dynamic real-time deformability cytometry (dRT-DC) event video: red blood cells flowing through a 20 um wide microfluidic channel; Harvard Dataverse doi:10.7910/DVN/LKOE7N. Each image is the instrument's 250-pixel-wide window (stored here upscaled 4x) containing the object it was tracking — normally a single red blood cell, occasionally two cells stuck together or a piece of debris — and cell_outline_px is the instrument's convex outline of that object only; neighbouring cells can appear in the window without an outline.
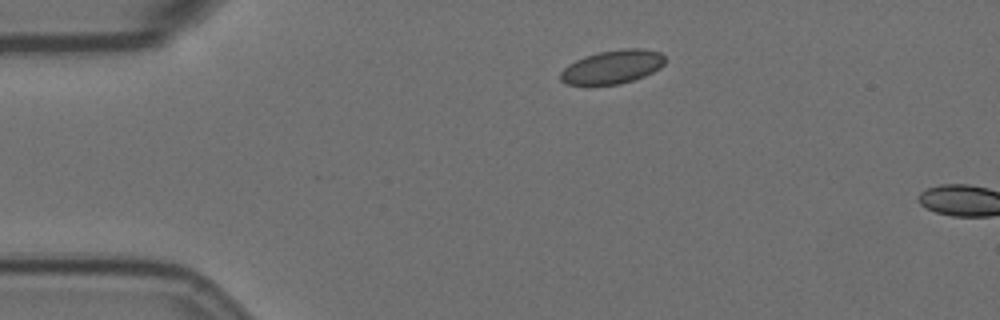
{"species": "Egyptian fruit bat (a non-hibernating species)", "species_latin": "Rousettus aegyptiacus", "temperature_condition": "room temperature", "stored_images_in_passage": 3, "camera_frame_rate_fps": 3000, "um_per_image_px": 0.085, "animal": {"sex": "female"}, "frame": {"image": 1, "passage_image": 1, "time_ms": 0.0, "image_size_px": [1000, 320], "cell_outline_px": [[664, 64], [660, 68], [644, 76], [620, 84], [584, 88], [568, 84], [560, 80], [560, 72], [568, 64], [584, 56], [600, 52], [624, 48], [644, 48], [660, 52], [664, 56]], "centroid_in_image_um": [52.0, 5.73], "position_along_channel_um": 33.0, "area_um2": 21.1}}